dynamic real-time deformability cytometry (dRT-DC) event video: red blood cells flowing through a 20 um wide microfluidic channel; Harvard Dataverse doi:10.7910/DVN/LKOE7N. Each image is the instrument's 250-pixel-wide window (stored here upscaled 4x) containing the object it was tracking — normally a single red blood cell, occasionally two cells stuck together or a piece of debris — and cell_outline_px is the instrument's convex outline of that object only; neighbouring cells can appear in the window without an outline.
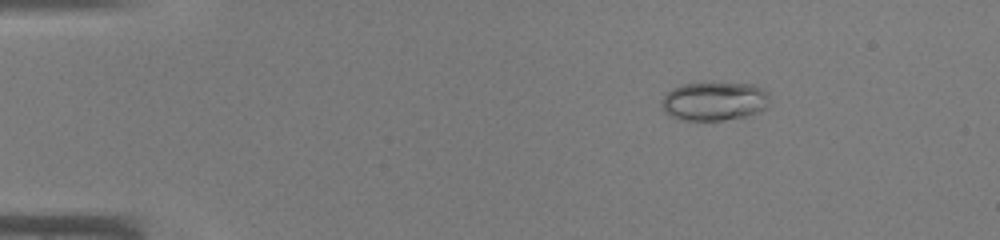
{"species": "common noctule bat (a hibernating species)", "species_latin": "Nyctalus noctula", "temperature_condition": "warm", "stored_images_in_passage": 40, "camera_frame_rate_fps": 3000, "um_per_image_px": 0.085, "animal": {"sex": "male", "body_mass_g": 19.0, "forearm_length_mm": 50.8}, "frame": {"image": 1, "passage_image": 2, "time_ms": 0.333, "image_size_px": [1000, 240], "cell_outline_px": [[768, 108], [744, 116], [720, 120], [684, 120], [672, 116], [664, 112], [660, 104], [664, 96], [672, 88], [684, 84], [752, 84], [768, 92]], "centroid_in_image_um": [60.7, 8.61], "position_along_channel_um": 24.3, "area_um2": 23.93}}
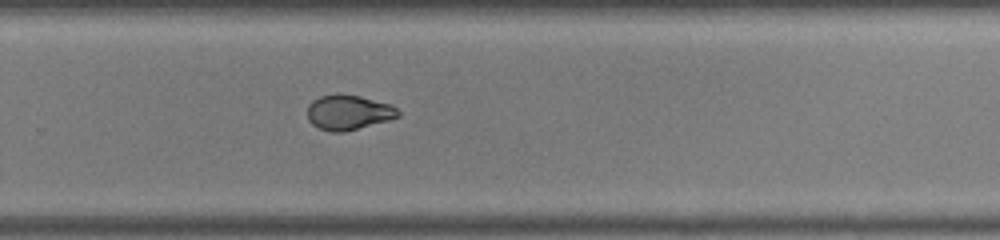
{"frame": {"image": 2, "passage_image": 26, "time_ms": 8.333, "image_size_px": [1000, 240], "cell_outline_px": [[400, 116], [388, 120], [344, 132], [332, 132], [320, 128], [312, 124], [308, 120], [308, 104], [312, 100], [320, 96], [340, 92], [360, 96], [392, 104], [400, 112]], "centroid_in_image_um": [29.61, 9.53], "position_along_channel_um": 300.2, "area_um2": 18.67}}
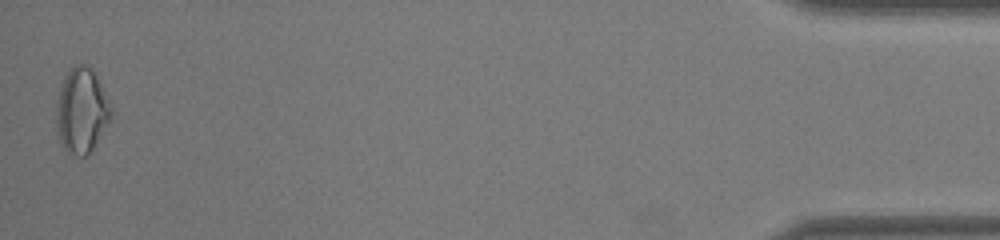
{"frame": {"image": 3, "passage_image": 40, "time_ms": 13.0, "image_size_px": [1000, 240], "cell_outline_px": [[112, 116], [88, 156], [68, 156], [60, 140], [56, 124], [56, 100], [60, 84], [68, 72], [76, 64], [88, 64], [92, 68], [112, 108]], "centroid_in_image_um": [6.91, 9.42], "position_along_channel_um": 428.3, "area_um2": 27.22}}